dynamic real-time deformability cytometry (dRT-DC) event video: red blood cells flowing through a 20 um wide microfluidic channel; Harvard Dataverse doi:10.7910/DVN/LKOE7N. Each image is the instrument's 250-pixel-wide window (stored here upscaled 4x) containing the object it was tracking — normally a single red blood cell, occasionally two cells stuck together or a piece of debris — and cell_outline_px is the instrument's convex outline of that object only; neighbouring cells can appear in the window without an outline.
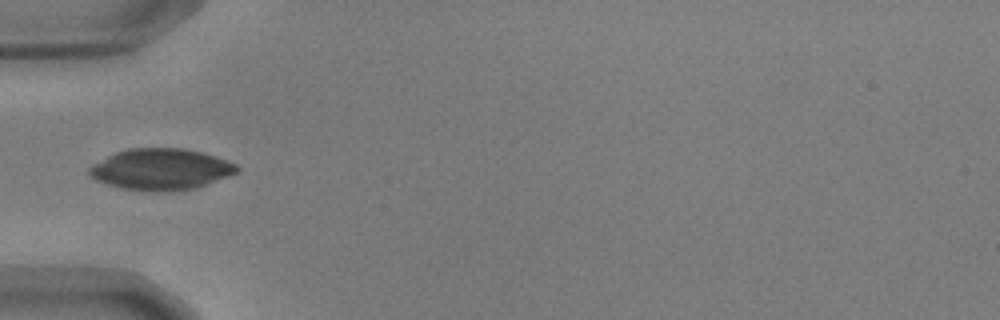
{"species": "common noctule bat (a hibernating species)", "species_latin": "Nyctalus noctula", "temperature_condition": "warm", "stored_images_in_passage": 26, "camera_frame_rate_fps": 3000, "um_per_image_px": 0.085, "animal": {"sex": "male", "body_mass_g": 17.9, "forearm_length_mm": 54.2}, "frame": {"image": 1, "passage_image": 1, "time_ms": 0.0, "image_size_px": [1000, 320], "cell_outline_px": [[240, 172], [192, 188], [164, 192], [160, 192], [124, 188], [108, 184], [96, 180], [88, 172], [88, 168], [92, 164], [116, 152], [132, 148], [184, 148], [204, 152], [216, 156], [236, 164], [240, 168]], "centroid_in_image_um": [13.69, 14.37], "position_along_channel_um": 71.3, "area_um2": 35.2}}
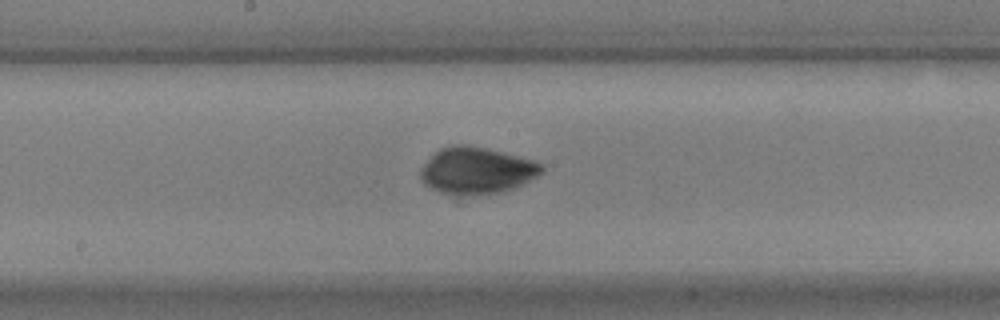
{"frame": {"image": 2, "passage_image": 12, "time_ms": 3.667, "image_size_px": [1000, 320], "cell_outline_px": [[544, 172], [524, 184], [500, 192], [460, 204], [456, 204], [424, 184], [420, 180], [420, 168], [440, 148], [456, 144], [464, 144], [484, 148], [532, 160], [544, 164]], "centroid_in_image_um": [40.44, 14.65], "position_along_channel_um": 207.8, "area_um2": 34.97}}
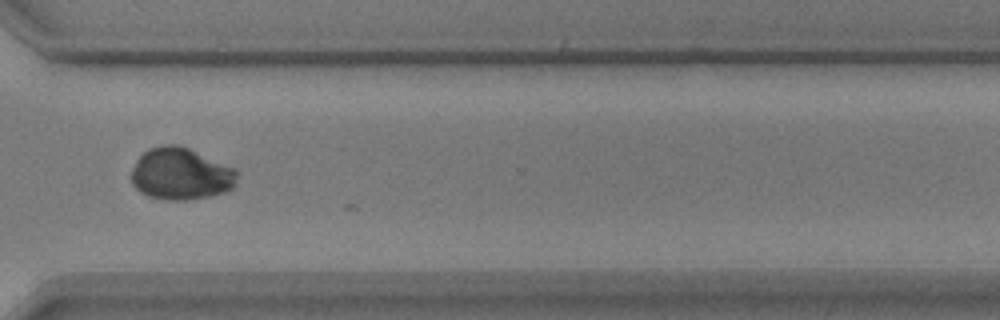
{"frame": {"image": 3, "passage_image": 24, "time_ms": 7.667, "image_size_px": [1000, 320], "cell_outline_px": [[236, 184], [232, 188], [224, 192], [208, 196], [188, 200], [164, 200], [148, 196], [140, 192], [132, 184], [132, 168], [136, 160], [148, 148], [164, 144], [176, 144], [188, 148], [236, 168]], "centroid_in_image_um": [15.35, 14.78], "position_along_channel_um": 355.2, "area_um2": 32.14}}